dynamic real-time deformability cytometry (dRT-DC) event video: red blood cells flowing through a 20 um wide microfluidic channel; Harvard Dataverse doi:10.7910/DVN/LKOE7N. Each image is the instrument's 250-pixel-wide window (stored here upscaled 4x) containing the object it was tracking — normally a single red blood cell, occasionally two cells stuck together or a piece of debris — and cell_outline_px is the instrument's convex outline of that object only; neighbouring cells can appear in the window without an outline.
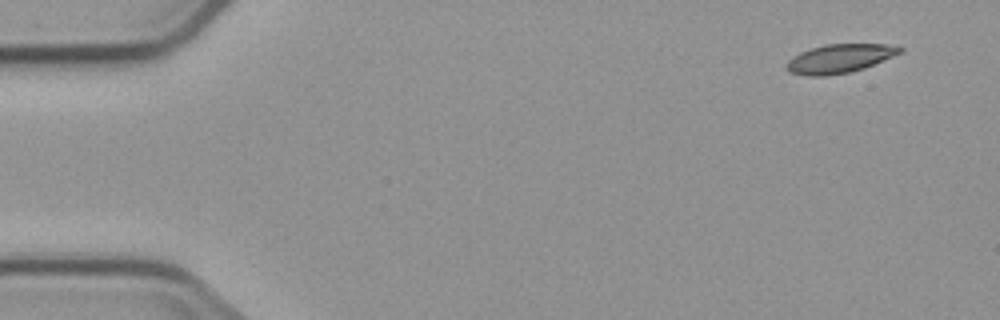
{"species": "common noctule bat (a hibernating species)", "species_latin": "Nyctalus noctula", "temperature_condition": "cold", "stored_images_in_passage": 9, "camera_frame_rate_fps": 3000, "um_per_image_px": 0.085, "animal": {"sex": "male", "body_mass_g": 23.1, "forearm_length_mm": 52.7}, "frame": {"image": 1, "passage_image": 1, "time_ms": 0.0, "image_size_px": [1000, 320], "cell_outline_px": [[904, 52], [864, 68], [848, 72], [824, 76], [808, 76], [788, 72], [784, 68], [784, 64], [792, 56], [800, 52], [824, 44], [884, 44], [904, 48]], "centroid_in_image_um": [71.32, 4.98], "position_along_channel_um": 13.7, "area_um2": 19.13}}
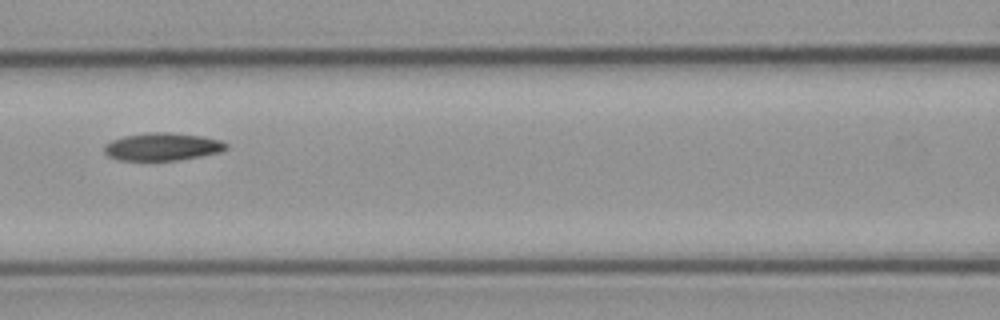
{"frame": {"image": 2, "passage_image": 7, "time_ms": 7.0, "image_size_px": [1000, 320], "cell_outline_px": [[228, 148], [220, 152], [200, 156], [176, 160], [120, 160], [108, 156], [104, 152], [104, 144], [112, 140], [124, 136], [148, 132], [164, 132], [200, 136], [220, 140], [228, 144]], "centroid_in_image_um": [13.78, 12.47], "position_along_channel_um": 152.8, "area_um2": 19.54}}
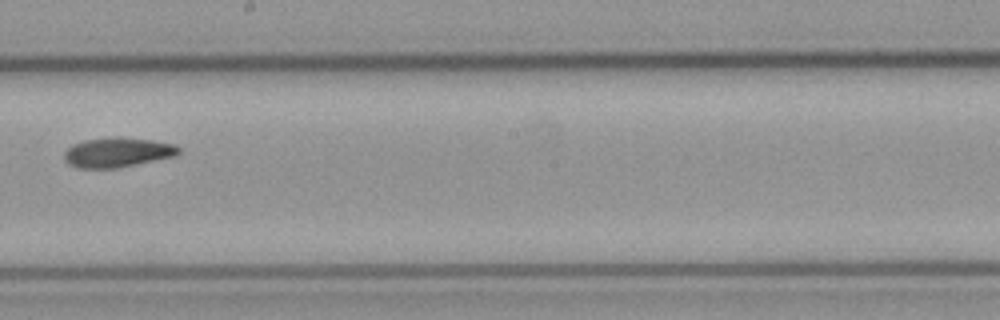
{"frame": {"image": 3, "passage_image": 9, "time_ms": 9.333, "image_size_px": [1000, 320], "cell_outline_px": [[180, 152], [176, 156], [116, 168], [80, 168], [68, 164], [64, 160], [64, 152], [72, 144], [84, 140], [116, 136], [120, 136], [152, 140], [176, 144], [180, 148]], "centroid_in_image_um": [9.99, 12.94], "position_along_channel_um": 238.2, "area_um2": 20.0}}